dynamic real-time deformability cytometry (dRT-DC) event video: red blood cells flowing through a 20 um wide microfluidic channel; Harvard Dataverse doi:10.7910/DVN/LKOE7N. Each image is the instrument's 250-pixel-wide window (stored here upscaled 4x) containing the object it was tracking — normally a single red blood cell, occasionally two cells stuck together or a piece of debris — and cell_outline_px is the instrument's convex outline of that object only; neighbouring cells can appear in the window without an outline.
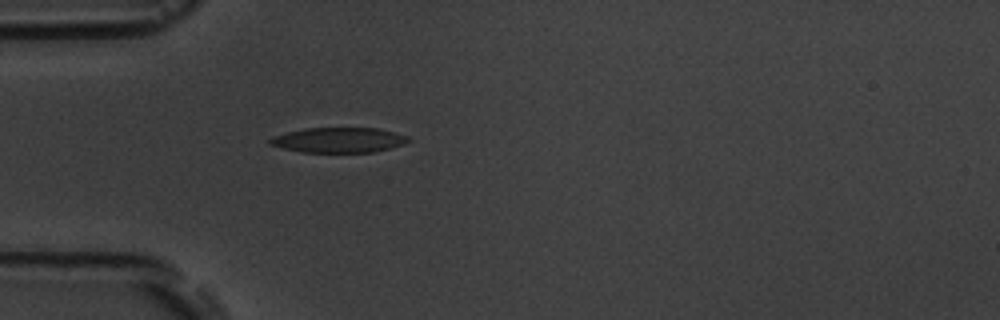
{"species": "common noctule bat (a hibernating species)", "species_latin": "Nyctalus noctula", "temperature_condition": "room temperature", "stored_images_in_passage": 5, "camera_frame_rate_fps": 3000, "um_per_image_px": 0.085, "animal": {"sex": "male", "body_mass_g": 19.5, "forearm_length_mm": 54.6}, "frame": {"image": 1, "passage_image": 5, "time_ms": 4.667, "image_size_px": [1000, 320], "cell_outline_px": [[412, 140], [404, 144], [372, 152], [304, 152], [284, 148], [268, 144], [268, 140], [272, 136], [304, 128], [376, 128], [396, 132], [408, 136]], "centroid_in_image_um": [28.8, 11.89], "position_along_channel_um": 56.2, "area_um2": 20.17}}